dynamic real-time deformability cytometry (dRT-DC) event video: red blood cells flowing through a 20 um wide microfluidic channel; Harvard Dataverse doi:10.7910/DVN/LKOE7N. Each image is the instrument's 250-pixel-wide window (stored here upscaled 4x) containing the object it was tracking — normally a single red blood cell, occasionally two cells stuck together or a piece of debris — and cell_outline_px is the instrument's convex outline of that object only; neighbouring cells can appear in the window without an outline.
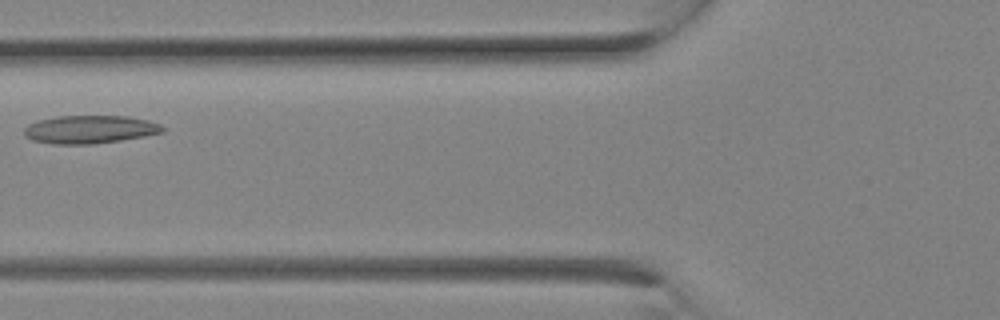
{"species": "Egyptian fruit bat (a non-hibernating species)", "species_latin": "Rousettus aegyptiacus", "temperature_condition": "room temperature", "stored_images_in_passage": 10, "camera_frame_rate_fps": 3000, "um_per_image_px": 0.085, "animal": {"sex": "female"}, "frame": {"image": 1, "passage_image": 6, "time_ms": 1.667, "image_size_px": [1000, 320], "cell_outline_px": [[164, 132], [144, 136], [120, 140], [92, 144], [52, 144], [32, 140], [24, 136], [24, 128], [28, 124], [40, 120], [56, 116], [128, 116], [148, 120], [160, 124], [164, 128]], "centroid_in_image_um": [7.62, 11.0], "position_along_channel_um": 118.2, "area_um2": 22.66}}
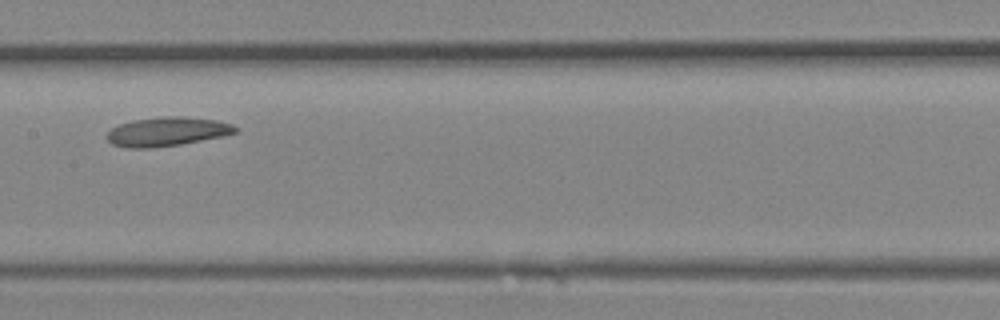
{"frame": {"image": 2, "passage_image": 9, "time_ms": 2.667, "image_size_px": [1000, 320], "cell_outline_px": [[236, 132], [224, 136], [180, 144], [152, 148], [124, 148], [112, 144], [104, 136], [112, 128], [120, 124], [132, 120], [160, 116], [180, 116], [216, 120], [232, 124], [236, 128]], "centroid_in_image_um": [14.15, 11.19], "position_along_channel_um": 193.2, "area_um2": 21.79}}